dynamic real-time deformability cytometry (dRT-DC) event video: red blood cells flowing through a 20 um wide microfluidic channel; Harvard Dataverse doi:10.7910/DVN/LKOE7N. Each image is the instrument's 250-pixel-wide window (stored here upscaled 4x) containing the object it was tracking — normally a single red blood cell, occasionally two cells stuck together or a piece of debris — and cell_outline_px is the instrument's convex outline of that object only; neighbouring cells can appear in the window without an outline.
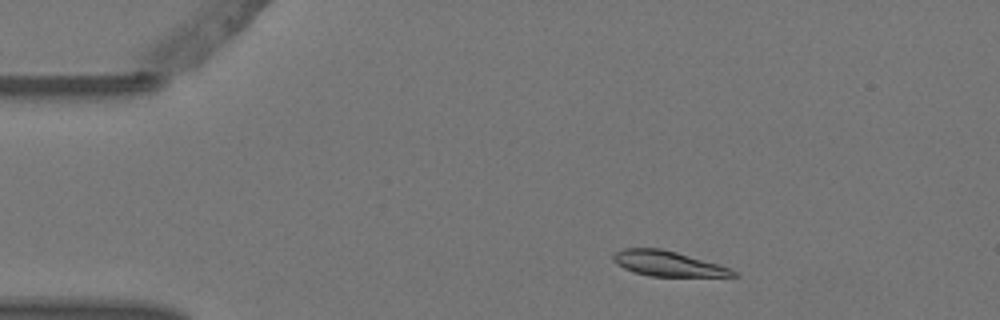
{"species": "Egyptian fruit bat (a non-hibernating species)", "species_latin": "Rousettus aegyptiacus", "temperature_condition": "warm", "stored_images_in_passage": 4, "camera_frame_rate_fps": 3000, "um_per_image_px": 0.085, "animal": {"sex": "female"}, "frame": {"image": 1, "passage_image": 2, "time_ms": 0.333, "image_size_px": [1000, 320], "cell_outline_px": [[740, 276], [648, 276], [632, 272], [616, 264], [612, 260], [612, 252], [624, 248], [660, 248], [676, 252], [720, 264], [732, 268]], "centroid_in_image_um": [56.74, 22.4], "position_along_channel_um": 28.3, "area_um2": 17.8}}
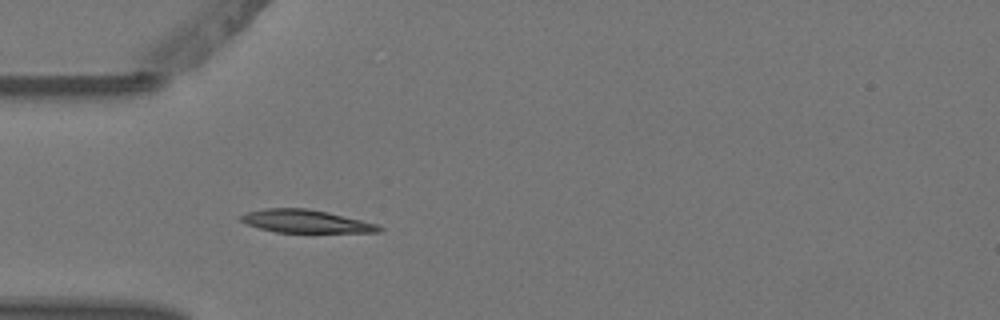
{"frame": {"image": 2, "passage_image": 4, "time_ms": 1.0, "image_size_px": [1000, 320], "cell_outline_px": [[384, 228], [380, 232], [276, 232], [260, 228], [248, 224], [240, 220], [240, 216], [248, 212], [264, 208], [308, 208], [328, 212], [376, 224]], "centroid_in_image_um": [25.98, 18.8], "position_along_channel_um": 59.0, "area_um2": 18.21}}